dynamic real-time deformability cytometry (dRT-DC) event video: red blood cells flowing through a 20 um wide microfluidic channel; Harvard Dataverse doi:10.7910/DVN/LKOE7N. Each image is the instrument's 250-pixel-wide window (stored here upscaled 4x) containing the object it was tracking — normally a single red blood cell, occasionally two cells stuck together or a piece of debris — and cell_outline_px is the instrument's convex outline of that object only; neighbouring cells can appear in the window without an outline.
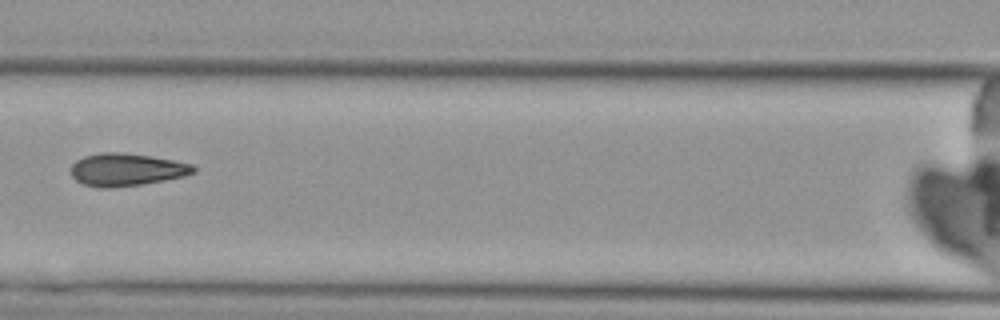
{"species": "Egyptian fruit bat (a non-hibernating species)", "species_latin": "Rousettus aegyptiacus", "temperature_condition": "cold", "stored_images_in_passage": 8, "camera_frame_rate_fps": 3000, "um_per_image_px": 0.085, "animal": {"sex": "female"}, "frame": {"image": 1, "passage_image": 8, "time_ms": 8.333, "image_size_px": [1000, 320], "cell_outline_px": [[196, 172], [184, 176], [164, 180], [140, 184], [112, 188], [100, 188], [84, 184], [76, 180], [72, 176], [72, 164], [76, 160], [84, 156], [100, 152], [120, 152], [152, 156], [192, 164], [196, 168]], "centroid_in_image_um": [10.75, 14.41], "position_along_channel_um": 155.9, "area_um2": 23.24}}